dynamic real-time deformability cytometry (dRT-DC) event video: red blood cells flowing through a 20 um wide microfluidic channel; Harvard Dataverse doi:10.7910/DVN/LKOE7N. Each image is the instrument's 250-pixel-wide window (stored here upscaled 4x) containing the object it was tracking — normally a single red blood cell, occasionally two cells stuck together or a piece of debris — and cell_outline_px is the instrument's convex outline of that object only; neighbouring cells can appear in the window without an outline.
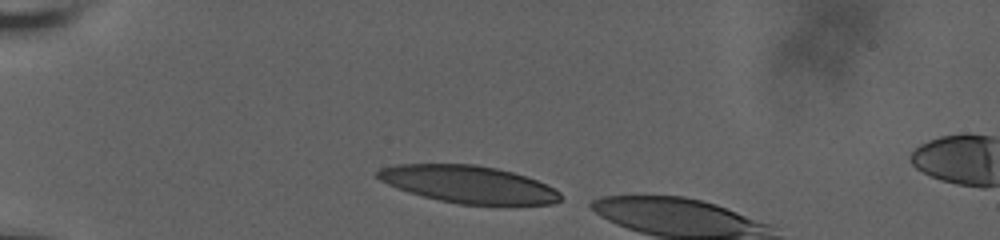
{"species": "human", "species_latin": "Homo sapiens", "temperature_condition": "room temperature", "stored_images_in_passage": 3, "camera_frame_rate_fps": 3000, "um_per_image_px": 0.085, "donor": {"sex": "male"}, "frame": {"image": 1, "passage_image": 1, "time_ms": 0.0, "image_size_px": [1000, 240], "cell_outline_px": [[564, 196], [560, 200], [552, 204], [460, 204], [440, 200], [408, 192], [396, 188], [380, 180], [376, 176], [376, 172], [380, 168], [396, 164], [476, 164], [496, 168], [512, 172], [536, 180], [556, 188]], "centroid_in_image_um": [39.81, 15.66], "position_along_channel_um": 45.2, "area_um2": 39.65}}